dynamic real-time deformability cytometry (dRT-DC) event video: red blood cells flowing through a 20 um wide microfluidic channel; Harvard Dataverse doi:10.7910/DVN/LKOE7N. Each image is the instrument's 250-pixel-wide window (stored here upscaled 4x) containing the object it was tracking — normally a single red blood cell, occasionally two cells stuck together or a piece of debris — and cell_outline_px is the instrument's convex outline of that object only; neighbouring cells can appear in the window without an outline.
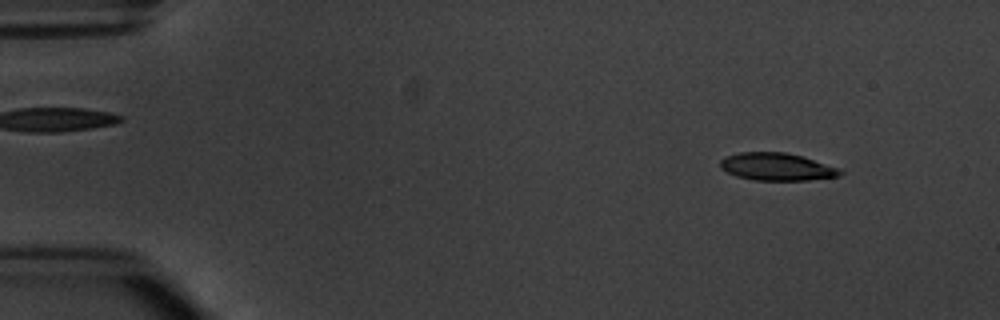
{"species": "common noctule bat (a hibernating species)", "species_latin": "Nyctalus noctula", "temperature_condition": "warm", "stored_images_in_passage": 3, "camera_frame_rate_fps": 3000, "um_per_image_px": 0.085, "animal": {"sex": "male", "body_mass_g": 20.1, "forearm_length_mm": 53.5}, "frame": {"image": 1, "passage_image": 1, "time_ms": 0.0, "image_size_px": [1000, 320], "cell_outline_px": [[844, 172], [840, 176], [808, 180], [752, 180], [736, 176], [720, 168], [720, 160], [724, 156], [740, 152], [784, 152], [804, 156], [840, 168]], "centroid_in_image_um": [66.04, 14.17], "position_along_channel_um": 19.0, "area_um2": 19.48}}